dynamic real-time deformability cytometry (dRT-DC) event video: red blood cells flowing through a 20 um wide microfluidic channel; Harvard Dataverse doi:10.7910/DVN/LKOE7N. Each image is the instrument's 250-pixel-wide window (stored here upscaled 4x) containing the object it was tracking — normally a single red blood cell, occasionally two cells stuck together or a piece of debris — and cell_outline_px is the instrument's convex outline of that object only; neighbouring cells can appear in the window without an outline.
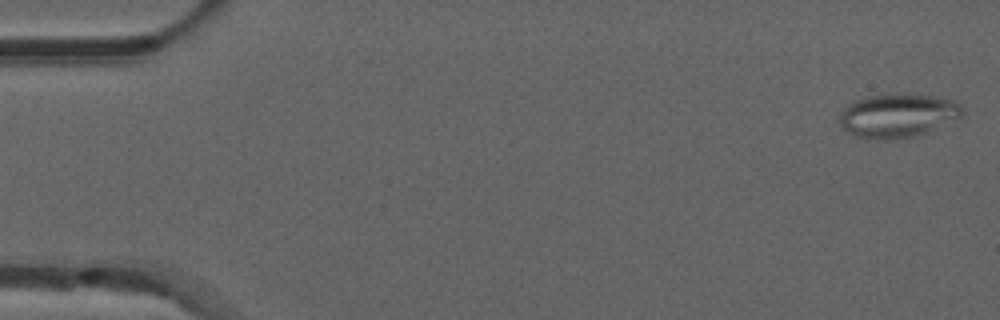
{"species": "common noctule bat (a hibernating species)", "species_latin": "Nyctalus noctula", "temperature_condition": "room temperature", "stored_images_in_passage": 52, "camera_frame_rate_fps": 3000, "um_per_image_px": 0.085, "animal": {"sex": "male", "forearm_length_mm": 52.5}, "frame": {"image": 1, "passage_image": 1, "time_ms": 0.0, "image_size_px": [1000, 320], "cell_outline_px": [[964, 112], [960, 116], [924, 132], [912, 136], [884, 140], [876, 140], [856, 136], [848, 132], [840, 124], [840, 116], [844, 108], [848, 104], [856, 100], [868, 96], [940, 96], [956, 100], [964, 108]], "centroid_in_image_um": [76.3, 9.83], "position_along_channel_um": 8.7, "area_um2": 30.29}}
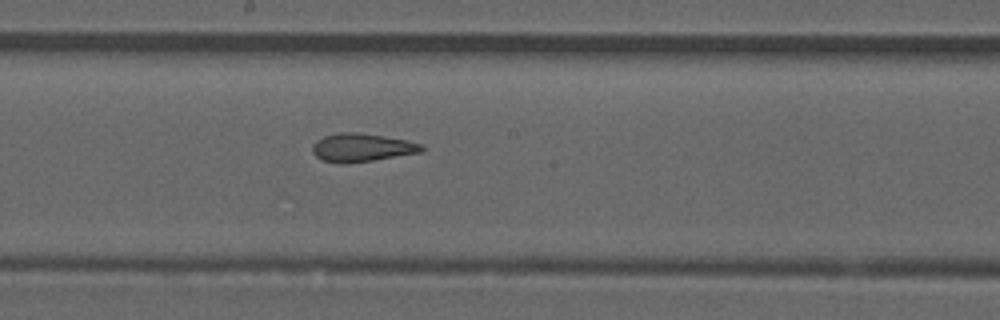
{"frame": {"image": 2, "passage_image": 28, "time_ms": 9.0, "image_size_px": [1000, 320], "cell_outline_px": [[424, 152], [372, 160], [344, 164], [340, 164], [320, 160], [312, 152], [312, 144], [316, 140], [324, 136], [340, 132], [360, 132], [408, 140], [424, 144]], "centroid_in_image_um": [30.76, 12.54], "position_along_channel_um": 217.4, "area_um2": 18.32}}
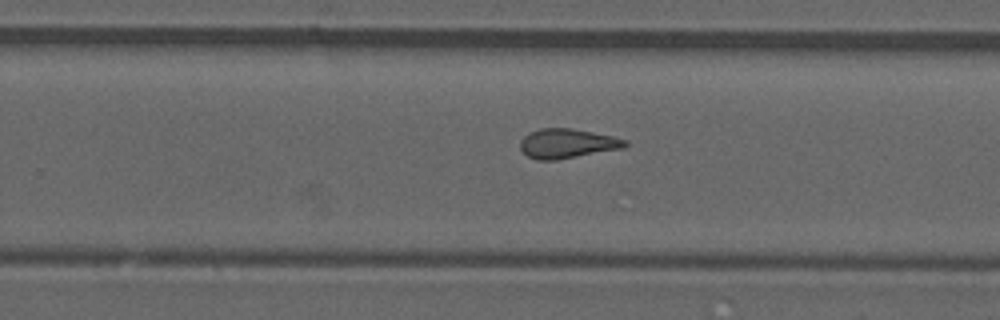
{"frame": {"image": 3, "passage_image": 33, "time_ms": 10.667, "image_size_px": [1000, 320], "cell_outline_px": [[628, 144], [624, 148], [556, 160], [536, 160], [528, 156], [520, 148], [520, 140], [524, 136], [540, 128], [572, 128], [612, 136], [628, 140]], "centroid_in_image_um": [48.22, 12.2], "position_along_channel_um": 281.6, "area_um2": 17.98}, "authors_computed_cell_mechanics": {"area_um2": 18.6116, "velocity_mm_per_s": 3.8798, "shape_relaxation_time_tau1_ms": null, "shape_relaxation_time_tau2_ms": 2.267, "deformation_change_tau1": null, "deformation_change_tau2": 0.1133}}